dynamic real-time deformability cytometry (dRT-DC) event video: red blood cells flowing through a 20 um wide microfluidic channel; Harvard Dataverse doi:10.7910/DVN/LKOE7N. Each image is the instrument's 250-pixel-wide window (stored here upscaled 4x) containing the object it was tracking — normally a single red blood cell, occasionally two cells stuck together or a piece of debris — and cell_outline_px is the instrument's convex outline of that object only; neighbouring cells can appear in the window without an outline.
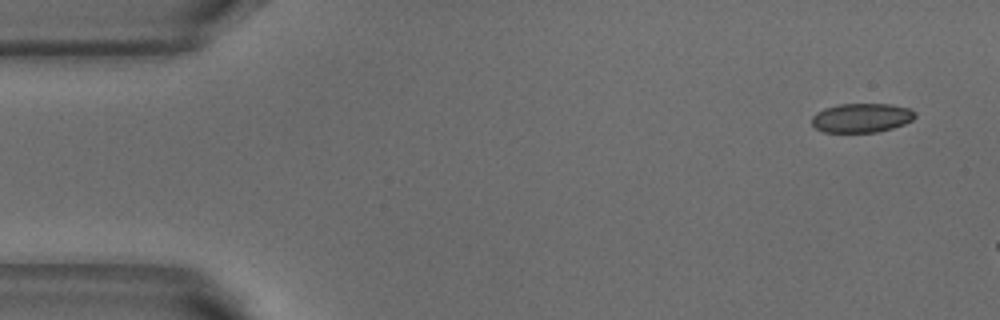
{"species": "common noctule bat (a hibernating species)", "species_latin": "Nyctalus noctula", "temperature_condition": "warm", "stored_images_in_passage": 3, "camera_frame_rate_fps": 3000, "um_per_image_px": 0.085, "animal": {"sex": "male", "body_mass_g": 18.8}, "frame": {"image": 1, "passage_image": 1, "time_ms": 0.0, "image_size_px": [1000, 320], "cell_outline_px": [[916, 116], [912, 120], [904, 124], [892, 128], [876, 132], [824, 132], [816, 128], [812, 124], [812, 116], [816, 112], [824, 108], [836, 104], [892, 104], [908, 108], [916, 112]], "centroid_in_image_um": [73.22, 10.01], "position_along_channel_um": 11.8, "area_um2": 17.63}}